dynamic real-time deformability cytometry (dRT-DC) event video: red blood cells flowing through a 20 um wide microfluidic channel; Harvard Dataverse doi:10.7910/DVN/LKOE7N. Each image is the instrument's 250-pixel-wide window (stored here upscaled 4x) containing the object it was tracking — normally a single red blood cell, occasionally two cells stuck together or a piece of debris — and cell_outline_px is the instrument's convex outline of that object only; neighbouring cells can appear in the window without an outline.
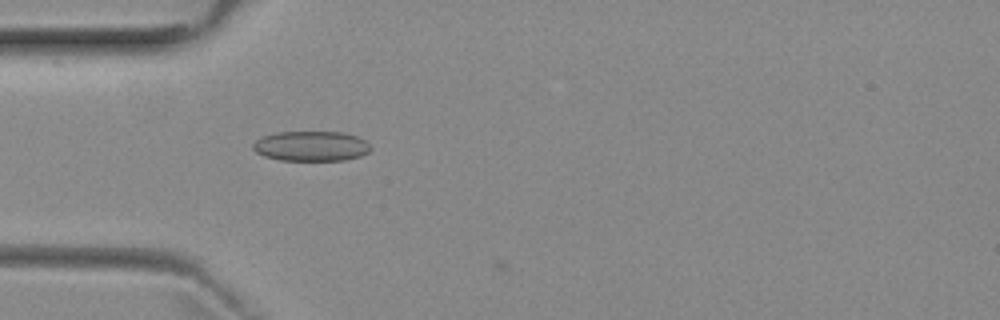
{"species": "common noctule bat (a hibernating species)", "species_latin": "Nyctalus noctula", "temperature_condition": "room temperature", "stored_images_in_passage": 5, "camera_frame_rate_fps": 3000, "um_per_image_px": 0.085, "animal": {"sex": "female", "body_mass_g": 29.2, "forearm_length_mm": 56.3}, "frame": {"image": 1, "passage_image": 5, "time_ms": 4.667, "image_size_px": [1000, 320], "cell_outline_px": [[372, 148], [368, 152], [360, 156], [344, 160], [280, 160], [264, 156], [256, 152], [252, 148], [252, 144], [260, 136], [276, 132], [344, 132], [356, 136], [364, 140]], "centroid_in_image_um": [26.41, 12.41], "position_along_channel_um": 58.6, "area_um2": 20.63}}